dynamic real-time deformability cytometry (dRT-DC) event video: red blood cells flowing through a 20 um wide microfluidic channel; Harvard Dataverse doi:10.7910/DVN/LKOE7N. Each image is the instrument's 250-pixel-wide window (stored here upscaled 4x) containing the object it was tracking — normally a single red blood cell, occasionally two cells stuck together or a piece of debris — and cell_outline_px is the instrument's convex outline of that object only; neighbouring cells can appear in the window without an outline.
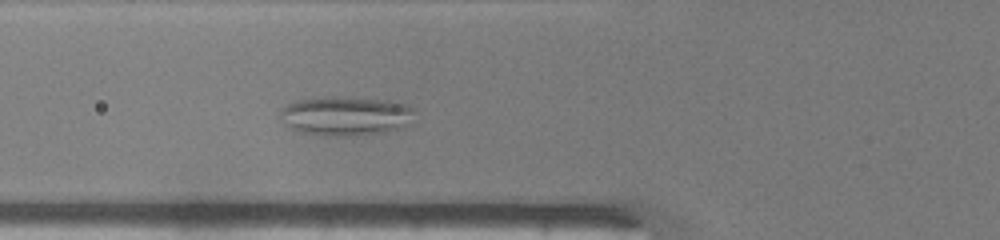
{"species": "common noctule bat (a hibernating species)", "species_latin": "Nyctalus noctula", "temperature_condition": "warm", "stored_images_in_passage": 43, "camera_frame_rate_fps": 3000, "um_per_image_px": 0.085, "animal": {"sex": "male", "body_mass_g": 19.0, "forearm_length_mm": 50.8}, "frame": {"image": 1, "passage_image": 13, "time_ms": 4.0, "image_size_px": [1000, 240], "cell_outline_px": [[416, 108], [404, 128], [384, 132], [356, 136], [336, 136], [300, 132], [292, 128], [288, 124], [280, 112], [288, 104], [300, 100], [324, 96], [332, 96], [388, 100], [408, 104]], "centroid_in_image_um": [29.47, 9.84], "position_along_channel_um": 96.3, "area_um2": 30.46}}
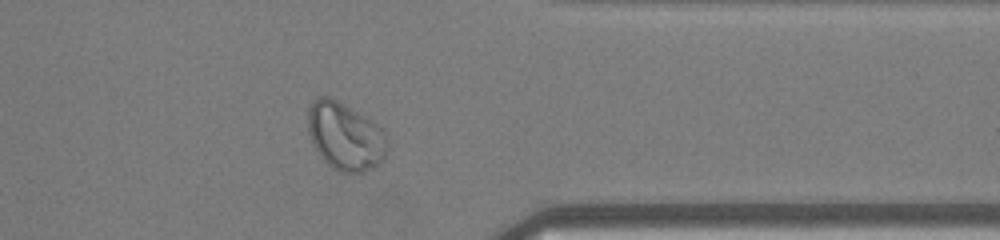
{"frame": {"image": 2, "passage_image": 34, "time_ms": 11.0, "image_size_px": [1000, 240], "cell_outline_px": [[388, 148], [384, 156], [372, 168], [360, 172], [340, 172], [332, 168], [324, 160], [316, 148], [308, 132], [308, 108], [320, 96], [328, 96], [336, 100], [376, 124], [384, 132]], "centroid_in_image_um": [29.32, 11.6], "position_along_channel_um": 382.1, "area_um2": 30.46}}
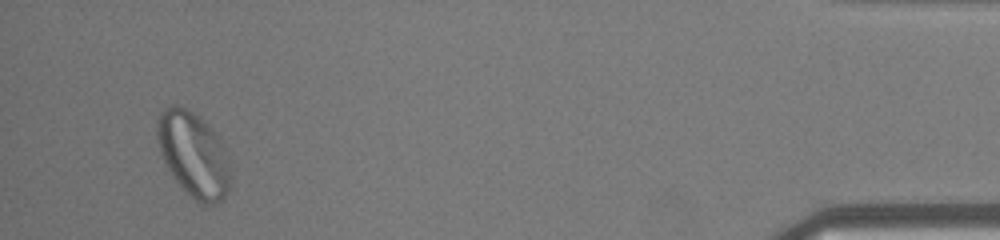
{"frame": {"image": 3, "passage_image": 41, "time_ms": 13.333, "image_size_px": [1000, 240], "cell_outline_px": [[228, 192], [216, 204], [200, 204], [172, 176], [160, 152], [156, 136], [156, 120], [160, 112], [164, 108], [172, 104], [176, 104], [192, 112], [208, 124], [220, 140], [224, 148], [228, 160]], "centroid_in_image_um": [16.4, 13.09], "position_along_channel_um": 418.8, "area_um2": 35.72}}